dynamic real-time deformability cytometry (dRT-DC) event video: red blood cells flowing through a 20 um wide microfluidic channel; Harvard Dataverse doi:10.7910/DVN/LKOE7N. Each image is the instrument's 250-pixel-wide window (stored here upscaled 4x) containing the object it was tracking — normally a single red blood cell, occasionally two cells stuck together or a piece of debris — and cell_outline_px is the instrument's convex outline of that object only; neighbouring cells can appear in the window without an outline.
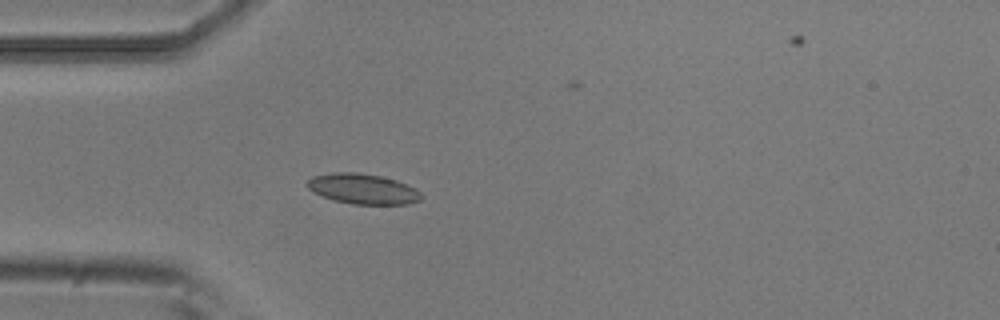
{"species": "common noctule bat (a hibernating species)", "species_latin": "Nyctalus noctula", "temperature_condition": "room temperature", "stored_images_in_passage": 5, "camera_frame_rate_fps": 3000, "um_per_image_px": 0.085, "animal": {"sex": "male", "body_mass_g": 20.5, "forearm_length_mm": 52.5}, "frame": {"image": 1, "passage_image": 4, "time_ms": 1.0, "image_size_px": [1000, 320], "cell_outline_px": [[424, 196], [420, 200], [408, 204], [352, 204], [332, 200], [312, 192], [308, 188], [308, 180], [312, 176], [332, 172], [356, 172], [380, 176], [396, 180], [416, 188]], "centroid_in_image_um": [30.84, 16.06], "position_along_channel_um": 54.2, "area_um2": 20.23}}